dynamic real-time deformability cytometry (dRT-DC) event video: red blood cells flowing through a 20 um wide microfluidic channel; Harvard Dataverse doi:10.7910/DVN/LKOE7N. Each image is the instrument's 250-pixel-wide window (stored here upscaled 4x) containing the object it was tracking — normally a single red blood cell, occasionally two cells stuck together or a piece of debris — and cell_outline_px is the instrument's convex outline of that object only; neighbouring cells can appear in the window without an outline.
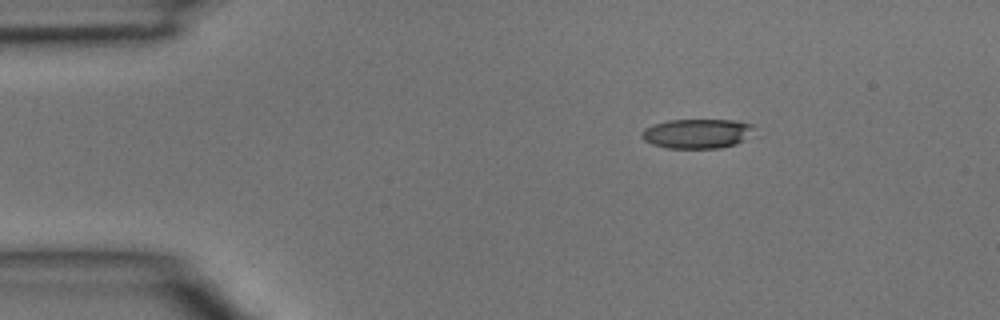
{"species": "common noctule bat (a hibernating species)", "species_latin": "Nyctalus noctula", "temperature_condition": "room temperature", "stored_images_in_passage": 41, "camera_frame_rate_fps": 3000, "um_per_image_px": 0.085, "animal": {"sex": "male", "body_mass_g": 15.6}, "frame": {"image": 1, "passage_image": 1, "time_ms": 0.0, "image_size_px": [1000, 320], "cell_outline_px": [[752, 128], [744, 140], [736, 144], [720, 148], [668, 148], [652, 144], [644, 140], [640, 136], [640, 132], [644, 128], [668, 120], [732, 120], [752, 124]], "centroid_in_image_um": [59.19, 11.36], "position_along_channel_um": 25.8, "area_um2": 19.13}}
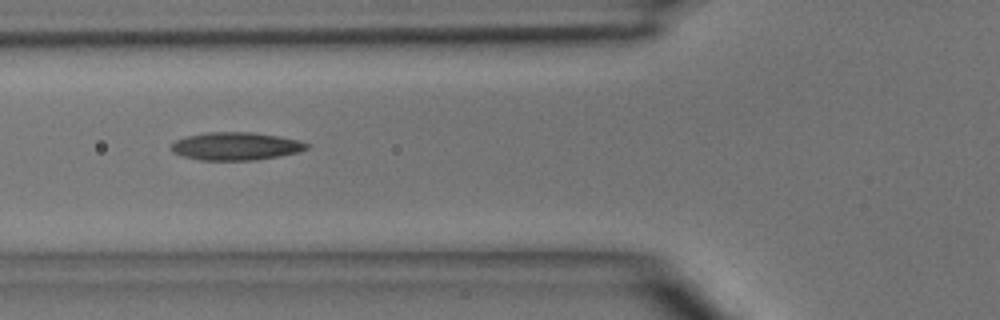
{"frame": {"image": 2, "passage_image": 11, "time_ms": 3.333, "image_size_px": [1000, 320], "cell_outline_px": [[312, 144], [308, 148], [300, 152], [280, 156], [256, 160], [200, 160], [184, 156], [172, 152], [172, 144], [176, 140], [188, 136], [208, 132], [252, 132], [280, 136]], "centroid_in_image_um": [20.1, 12.43], "position_along_channel_um": 105.7, "area_um2": 22.02}}
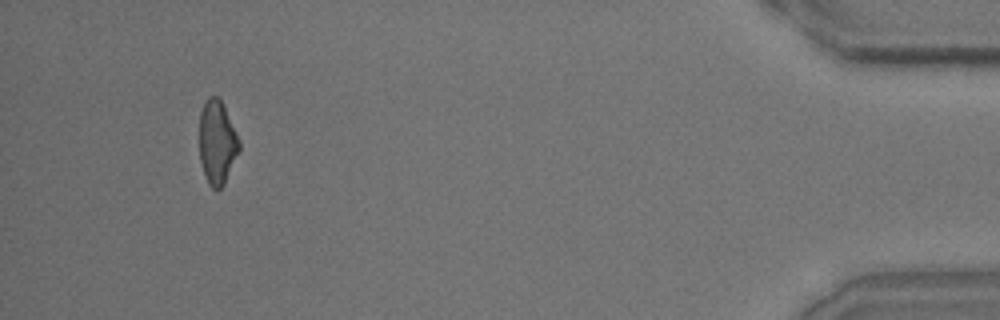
{"frame": {"image": 3, "passage_image": 38, "time_ms": 12.333, "image_size_px": [1000, 320], "cell_outline_px": [[240, 148], [224, 184], [216, 192], [208, 184], [200, 160], [200, 112], [208, 96], [216, 96], [220, 100], [240, 140]], "centroid_in_image_um": [18.45, 12.13], "position_along_channel_um": 416.8, "area_um2": 19.13}}